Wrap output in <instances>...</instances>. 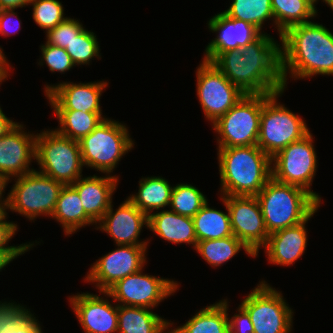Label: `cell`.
Segmentation results:
<instances>
[{"label": "cell", "instance_id": "1", "mask_svg": "<svg viewBox=\"0 0 333 333\" xmlns=\"http://www.w3.org/2000/svg\"><path fill=\"white\" fill-rule=\"evenodd\" d=\"M280 43L263 33L245 47L220 53L212 63L244 94H275L285 90Z\"/></svg>", "mask_w": 333, "mask_h": 333}, {"label": "cell", "instance_id": "2", "mask_svg": "<svg viewBox=\"0 0 333 333\" xmlns=\"http://www.w3.org/2000/svg\"><path fill=\"white\" fill-rule=\"evenodd\" d=\"M280 42L285 88L288 73L294 80L333 75V33L322 24L294 25L281 35Z\"/></svg>", "mask_w": 333, "mask_h": 333}, {"label": "cell", "instance_id": "3", "mask_svg": "<svg viewBox=\"0 0 333 333\" xmlns=\"http://www.w3.org/2000/svg\"><path fill=\"white\" fill-rule=\"evenodd\" d=\"M217 150L221 196H256L272 178L271 157L257 145Z\"/></svg>", "mask_w": 333, "mask_h": 333}, {"label": "cell", "instance_id": "4", "mask_svg": "<svg viewBox=\"0 0 333 333\" xmlns=\"http://www.w3.org/2000/svg\"><path fill=\"white\" fill-rule=\"evenodd\" d=\"M268 234L306 221L321 203L307 190L271 178L256 195Z\"/></svg>", "mask_w": 333, "mask_h": 333}, {"label": "cell", "instance_id": "5", "mask_svg": "<svg viewBox=\"0 0 333 333\" xmlns=\"http://www.w3.org/2000/svg\"><path fill=\"white\" fill-rule=\"evenodd\" d=\"M79 145L85 167L111 175L135 144L126 124L105 118Z\"/></svg>", "mask_w": 333, "mask_h": 333}, {"label": "cell", "instance_id": "6", "mask_svg": "<svg viewBox=\"0 0 333 333\" xmlns=\"http://www.w3.org/2000/svg\"><path fill=\"white\" fill-rule=\"evenodd\" d=\"M35 161L38 172L64 185L75 183L83 175L79 141L64 137L54 129L36 134Z\"/></svg>", "mask_w": 333, "mask_h": 333}, {"label": "cell", "instance_id": "7", "mask_svg": "<svg viewBox=\"0 0 333 333\" xmlns=\"http://www.w3.org/2000/svg\"><path fill=\"white\" fill-rule=\"evenodd\" d=\"M272 94H245L212 124L218 148L257 145L263 103Z\"/></svg>", "mask_w": 333, "mask_h": 333}, {"label": "cell", "instance_id": "8", "mask_svg": "<svg viewBox=\"0 0 333 333\" xmlns=\"http://www.w3.org/2000/svg\"><path fill=\"white\" fill-rule=\"evenodd\" d=\"M284 91L272 94L264 103L260 118L257 146L271 158L310 130L299 114L278 102Z\"/></svg>", "mask_w": 333, "mask_h": 333}, {"label": "cell", "instance_id": "9", "mask_svg": "<svg viewBox=\"0 0 333 333\" xmlns=\"http://www.w3.org/2000/svg\"><path fill=\"white\" fill-rule=\"evenodd\" d=\"M8 193L7 209L17 212L31 222L37 217H51L63 188L62 182L46 176L36 169L13 179Z\"/></svg>", "mask_w": 333, "mask_h": 333}, {"label": "cell", "instance_id": "10", "mask_svg": "<svg viewBox=\"0 0 333 333\" xmlns=\"http://www.w3.org/2000/svg\"><path fill=\"white\" fill-rule=\"evenodd\" d=\"M240 305L250 316L253 333H291L293 309L282 293L265 280L260 281Z\"/></svg>", "mask_w": 333, "mask_h": 333}, {"label": "cell", "instance_id": "11", "mask_svg": "<svg viewBox=\"0 0 333 333\" xmlns=\"http://www.w3.org/2000/svg\"><path fill=\"white\" fill-rule=\"evenodd\" d=\"M313 139L310 131L302 139L276 153L271 158L272 178L307 190L321 203V196L311 189L318 167Z\"/></svg>", "mask_w": 333, "mask_h": 333}, {"label": "cell", "instance_id": "12", "mask_svg": "<svg viewBox=\"0 0 333 333\" xmlns=\"http://www.w3.org/2000/svg\"><path fill=\"white\" fill-rule=\"evenodd\" d=\"M196 91L204 117L215 123L245 94L212 63L205 60L196 70Z\"/></svg>", "mask_w": 333, "mask_h": 333}, {"label": "cell", "instance_id": "13", "mask_svg": "<svg viewBox=\"0 0 333 333\" xmlns=\"http://www.w3.org/2000/svg\"><path fill=\"white\" fill-rule=\"evenodd\" d=\"M177 281L143 273V268L118 280L106 292L117 305L154 309L179 290Z\"/></svg>", "mask_w": 333, "mask_h": 333}, {"label": "cell", "instance_id": "14", "mask_svg": "<svg viewBox=\"0 0 333 333\" xmlns=\"http://www.w3.org/2000/svg\"><path fill=\"white\" fill-rule=\"evenodd\" d=\"M91 265L84 282L96 284L99 292H106L118 280L140 271L146 265L147 246L117 245Z\"/></svg>", "mask_w": 333, "mask_h": 333}, {"label": "cell", "instance_id": "15", "mask_svg": "<svg viewBox=\"0 0 333 333\" xmlns=\"http://www.w3.org/2000/svg\"><path fill=\"white\" fill-rule=\"evenodd\" d=\"M227 204L233 235L255 255L267 243L261 207L256 196H222Z\"/></svg>", "mask_w": 333, "mask_h": 333}, {"label": "cell", "instance_id": "16", "mask_svg": "<svg viewBox=\"0 0 333 333\" xmlns=\"http://www.w3.org/2000/svg\"><path fill=\"white\" fill-rule=\"evenodd\" d=\"M24 127L18 122L0 138V174L9 181L35 170L31 163L36 155V134L27 133Z\"/></svg>", "mask_w": 333, "mask_h": 333}, {"label": "cell", "instance_id": "17", "mask_svg": "<svg viewBox=\"0 0 333 333\" xmlns=\"http://www.w3.org/2000/svg\"><path fill=\"white\" fill-rule=\"evenodd\" d=\"M77 293L69 297L71 309L85 333H115L118 330V305L111 304L107 292Z\"/></svg>", "mask_w": 333, "mask_h": 333}, {"label": "cell", "instance_id": "18", "mask_svg": "<svg viewBox=\"0 0 333 333\" xmlns=\"http://www.w3.org/2000/svg\"><path fill=\"white\" fill-rule=\"evenodd\" d=\"M107 81L88 83L60 82L45 85L44 93L53 110H76L93 113H102L100 99L108 87Z\"/></svg>", "mask_w": 333, "mask_h": 333}, {"label": "cell", "instance_id": "19", "mask_svg": "<svg viewBox=\"0 0 333 333\" xmlns=\"http://www.w3.org/2000/svg\"><path fill=\"white\" fill-rule=\"evenodd\" d=\"M113 210L111 203L95 229L106 232L113 238L116 246H148L149 239L147 241L139 239L142 228L149 227L148 215L139 210L128 198L118 206L116 211Z\"/></svg>", "mask_w": 333, "mask_h": 333}, {"label": "cell", "instance_id": "20", "mask_svg": "<svg viewBox=\"0 0 333 333\" xmlns=\"http://www.w3.org/2000/svg\"><path fill=\"white\" fill-rule=\"evenodd\" d=\"M208 29L218 35L208 43L205 48V55L202 60L212 62L220 53L229 50L239 49L252 43L259 38L261 32L254 25L230 18L223 12L215 14L207 22Z\"/></svg>", "mask_w": 333, "mask_h": 333}, {"label": "cell", "instance_id": "21", "mask_svg": "<svg viewBox=\"0 0 333 333\" xmlns=\"http://www.w3.org/2000/svg\"><path fill=\"white\" fill-rule=\"evenodd\" d=\"M294 226L276 231L268 236L263 246L270 264L290 266L301 258L307 247L306 223L313 217Z\"/></svg>", "mask_w": 333, "mask_h": 333}, {"label": "cell", "instance_id": "22", "mask_svg": "<svg viewBox=\"0 0 333 333\" xmlns=\"http://www.w3.org/2000/svg\"><path fill=\"white\" fill-rule=\"evenodd\" d=\"M118 175L81 176L71 184L78 192L85 213L97 224L109 209L119 182Z\"/></svg>", "mask_w": 333, "mask_h": 333}, {"label": "cell", "instance_id": "23", "mask_svg": "<svg viewBox=\"0 0 333 333\" xmlns=\"http://www.w3.org/2000/svg\"><path fill=\"white\" fill-rule=\"evenodd\" d=\"M148 229L163 240L174 244H190L196 247L197 238L191 217L183 216L172 210H161L148 216Z\"/></svg>", "mask_w": 333, "mask_h": 333}, {"label": "cell", "instance_id": "24", "mask_svg": "<svg viewBox=\"0 0 333 333\" xmlns=\"http://www.w3.org/2000/svg\"><path fill=\"white\" fill-rule=\"evenodd\" d=\"M51 218L60 223L66 236L72 235L84 226L97 225L85 213L79 194L71 184L64 185L61 189Z\"/></svg>", "mask_w": 333, "mask_h": 333}, {"label": "cell", "instance_id": "25", "mask_svg": "<svg viewBox=\"0 0 333 333\" xmlns=\"http://www.w3.org/2000/svg\"><path fill=\"white\" fill-rule=\"evenodd\" d=\"M152 311L145 307L118 305L117 333H170L168 329L173 322Z\"/></svg>", "mask_w": 333, "mask_h": 333}, {"label": "cell", "instance_id": "26", "mask_svg": "<svg viewBox=\"0 0 333 333\" xmlns=\"http://www.w3.org/2000/svg\"><path fill=\"white\" fill-rule=\"evenodd\" d=\"M228 309L227 299L203 307L185 324L170 327V333H229Z\"/></svg>", "mask_w": 333, "mask_h": 333}, {"label": "cell", "instance_id": "27", "mask_svg": "<svg viewBox=\"0 0 333 333\" xmlns=\"http://www.w3.org/2000/svg\"><path fill=\"white\" fill-rule=\"evenodd\" d=\"M173 186L161 176L143 177L139 181L138 193L128 199L148 216L154 211L170 206Z\"/></svg>", "mask_w": 333, "mask_h": 333}, {"label": "cell", "instance_id": "28", "mask_svg": "<svg viewBox=\"0 0 333 333\" xmlns=\"http://www.w3.org/2000/svg\"><path fill=\"white\" fill-rule=\"evenodd\" d=\"M220 199L222 200L227 213L209 207L207 201L200 211L192 217L197 242L233 236L230 214L226 201L222 196Z\"/></svg>", "mask_w": 333, "mask_h": 333}, {"label": "cell", "instance_id": "29", "mask_svg": "<svg viewBox=\"0 0 333 333\" xmlns=\"http://www.w3.org/2000/svg\"><path fill=\"white\" fill-rule=\"evenodd\" d=\"M271 6L279 38L288 28L310 22L318 15L313 0H271Z\"/></svg>", "mask_w": 333, "mask_h": 333}, {"label": "cell", "instance_id": "30", "mask_svg": "<svg viewBox=\"0 0 333 333\" xmlns=\"http://www.w3.org/2000/svg\"><path fill=\"white\" fill-rule=\"evenodd\" d=\"M57 116L59 127L54 130L67 138L80 141L89 135L106 117L103 113L76 110H53Z\"/></svg>", "mask_w": 333, "mask_h": 333}, {"label": "cell", "instance_id": "31", "mask_svg": "<svg viewBox=\"0 0 333 333\" xmlns=\"http://www.w3.org/2000/svg\"><path fill=\"white\" fill-rule=\"evenodd\" d=\"M244 250L247 255L256 258V255L238 238L228 236L222 239H212L199 241L195 250L212 268L219 267L228 262L240 250Z\"/></svg>", "mask_w": 333, "mask_h": 333}, {"label": "cell", "instance_id": "32", "mask_svg": "<svg viewBox=\"0 0 333 333\" xmlns=\"http://www.w3.org/2000/svg\"><path fill=\"white\" fill-rule=\"evenodd\" d=\"M223 13L230 18L248 22L261 32L267 20H272L275 25L271 0H233Z\"/></svg>", "mask_w": 333, "mask_h": 333}, {"label": "cell", "instance_id": "33", "mask_svg": "<svg viewBox=\"0 0 333 333\" xmlns=\"http://www.w3.org/2000/svg\"><path fill=\"white\" fill-rule=\"evenodd\" d=\"M207 201L206 196L197 187L179 183L173 186L170 210L192 218Z\"/></svg>", "mask_w": 333, "mask_h": 333}, {"label": "cell", "instance_id": "34", "mask_svg": "<svg viewBox=\"0 0 333 333\" xmlns=\"http://www.w3.org/2000/svg\"><path fill=\"white\" fill-rule=\"evenodd\" d=\"M99 47L95 33L84 28L65 51L70 55L75 66L89 65L94 58L101 59Z\"/></svg>", "mask_w": 333, "mask_h": 333}, {"label": "cell", "instance_id": "35", "mask_svg": "<svg viewBox=\"0 0 333 333\" xmlns=\"http://www.w3.org/2000/svg\"><path fill=\"white\" fill-rule=\"evenodd\" d=\"M29 5H32L35 23L46 32L68 18L64 17V7L59 0H30Z\"/></svg>", "mask_w": 333, "mask_h": 333}, {"label": "cell", "instance_id": "36", "mask_svg": "<svg viewBox=\"0 0 333 333\" xmlns=\"http://www.w3.org/2000/svg\"><path fill=\"white\" fill-rule=\"evenodd\" d=\"M40 48L42 56H40L38 64L43 66V63H46L52 73L64 74L75 66L65 49L48 43L42 44Z\"/></svg>", "mask_w": 333, "mask_h": 333}, {"label": "cell", "instance_id": "37", "mask_svg": "<svg viewBox=\"0 0 333 333\" xmlns=\"http://www.w3.org/2000/svg\"><path fill=\"white\" fill-rule=\"evenodd\" d=\"M84 29L80 21L68 17L55 28L46 32V42L48 44L66 49L71 41L76 38Z\"/></svg>", "mask_w": 333, "mask_h": 333}, {"label": "cell", "instance_id": "38", "mask_svg": "<svg viewBox=\"0 0 333 333\" xmlns=\"http://www.w3.org/2000/svg\"><path fill=\"white\" fill-rule=\"evenodd\" d=\"M29 311V308L15 302L0 301V333L14 328Z\"/></svg>", "mask_w": 333, "mask_h": 333}, {"label": "cell", "instance_id": "39", "mask_svg": "<svg viewBox=\"0 0 333 333\" xmlns=\"http://www.w3.org/2000/svg\"><path fill=\"white\" fill-rule=\"evenodd\" d=\"M8 213L6 212L0 218V251H29L35 245L32 243H22L19 246H9L8 242L13 238V236L18 231V225L14 222L7 221ZM8 245V246H7Z\"/></svg>", "mask_w": 333, "mask_h": 333}, {"label": "cell", "instance_id": "40", "mask_svg": "<svg viewBox=\"0 0 333 333\" xmlns=\"http://www.w3.org/2000/svg\"><path fill=\"white\" fill-rule=\"evenodd\" d=\"M237 312L231 318L228 317L229 321V333H253L254 327L247 311L239 305Z\"/></svg>", "mask_w": 333, "mask_h": 333}, {"label": "cell", "instance_id": "41", "mask_svg": "<svg viewBox=\"0 0 333 333\" xmlns=\"http://www.w3.org/2000/svg\"><path fill=\"white\" fill-rule=\"evenodd\" d=\"M14 11L15 9L0 10V34L2 36H10L13 33H17L18 29H21V20ZM13 17H16V19H13ZM13 20L16 22H14Z\"/></svg>", "mask_w": 333, "mask_h": 333}, {"label": "cell", "instance_id": "42", "mask_svg": "<svg viewBox=\"0 0 333 333\" xmlns=\"http://www.w3.org/2000/svg\"><path fill=\"white\" fill-rule=\"evenodd\" d=\"M41 328L38 319L29 311L14 328L3 333H43Z\"/></svg>", "mask_w": 333, "mask_h": 333}, {"label": "cell", "instance_id": "43", "mask_svg": "<svg viewBox=\"0 0 333 333\" xmlns=\"http://www.w3.org/2000/svg\"><path fill=\"white\" fill-rule=\"evenodd\" d=\"M28 251H0V271L18 256Z\"/></svg>", "mask_w": 333, "mask_h": 333}, {"label": "cell", "instance_id": "44", "mask_svg": "<svg viewBox=\"0 0 333 333\" xmlns=\"http://www.w3.org/2000/svg\"><path fill=\"white\" fill-rule=\"evenodd\" d=\"M18 122H15L8 118L2 111L0 106V138L13 128Z\"/></svg>", "mask_w": 333, "mask_h": 333}, {"label": "cell", "instance_id": "45", "mask_svg": "<svg viewBox=\"0 0 333 333\" xmlns=\"http://www.w3.org/2000/svg\"><path fill=\"white\" fill-rule=\"evenodd\" d=\"M30 0H0V10L2 9H17L29 5Z\"/></svg>", "mask_w": 333, "mask_h": 333}, {"label": "cell", "instance_id": "46", "mask_svg": "<svg viewBox=\"0 0 333 333\" xmlns=\"http://www.w3.org/2000/svg\"><path fill=\"white\" fill-rule=\"evenodd\" d=\"M3 53V49L0 47V68L9 76V70L11 69V63H8V60Z\"/></svg>", "mask_w": 333, "mask_h": 333}, {"label": "cell", "instance_id": "47", "mask_svg": "<svg viewBox=\"0 0 333 333\" xmlns=\"http://www.w3.org/2000/svg\"><path fill=\"white\" fill-rule=\"evenodd\" d=\"M8 183H10L9 180L4 175L0 174V201H8V194L6 198L3 197V193H5L4 191Z\"/></svg>", "mask_w": 333, "mask_h": 333}, {"label": "cell", "instance_id": "48", "mask_svg": "<svg viewBox=\"0 0 333 333\" xmlns=\"http://www.w3.org/2000/svg\"><path fill=\"white\" fill-rule=\"evenodd\" d=\"M8 201H0V218L7 212Z\"/></svg>", "mask_w": 333, "mask_h": 333}, {"label": "cell", "instance_id": "49", "mask_svg": "<svg viewBox=\"0 0 333 333\" xmlns=\"http://www.w3.org/2000/svg\"><path fill=\"white\" fill-rule=\"evenodd\" d=\"M314 1V5L316 6V3H318L319 0H313ZM325 4L328 5V7L330 6V9H332L333 11V0H322Z\"/></svg>", "mask_w": 333, "mask_h": 333}, {"label": "cell", "instance_id": "50", "mask_svg": "<svg viewBox=\"0 0 333 333\" xmlns=\"http://www.w3.org/2000/svg\"><path fill=\"white\" fill-rule=\"evenodd\" d=\"M7 77L9 76L0 68V84H2V82H4Z\"/></svg>", "mask_w": 333, "mask_h": 333}]
</instances>
